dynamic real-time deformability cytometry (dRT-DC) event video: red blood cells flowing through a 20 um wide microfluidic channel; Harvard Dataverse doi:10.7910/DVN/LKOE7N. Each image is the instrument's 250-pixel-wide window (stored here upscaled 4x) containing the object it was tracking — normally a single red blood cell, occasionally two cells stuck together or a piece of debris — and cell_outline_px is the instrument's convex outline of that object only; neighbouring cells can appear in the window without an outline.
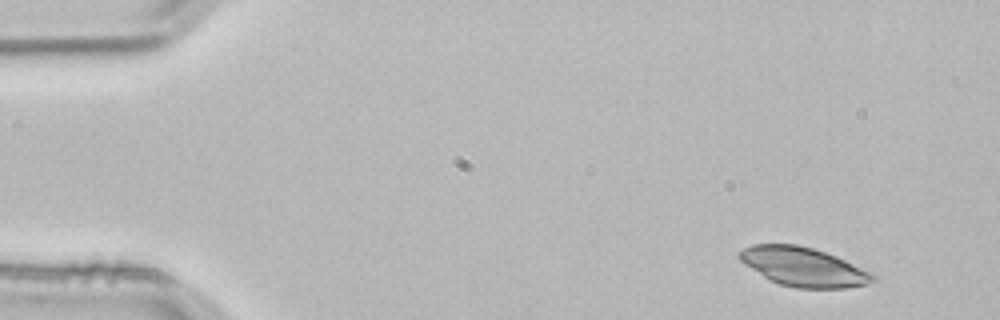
{"species": "common noctule bat (a hibernating species)", "species_latin": "Nyctalus noctula", "temperature_condition": "room temperature", "stored_images_in_passage": 4, "camera_frame_rate_fps": 3000, "um_per_image_px": 0.085, "animal": {"sex": "male", "body_mass_g": 21.5, "forearm_length_mm": 52.0}, "frame": {"image": 1, "passage_image": 4, "time_ms": 1.0, "image_size_px": [1000, 320], "cell_outline_px": [[876, 280], [868, 284], [844, 288], [796, 288], [780, 284], [764, 276], [740, 260], [736, 256], [744, 248], [752, 244], [796, 244], [812, 248], [836, 256], [872, 272], [876, 276]], "centroid_in_image_um": [68.33, 22.68], "position_along_channel_um": 16.7, "area_um2": 30.06}}